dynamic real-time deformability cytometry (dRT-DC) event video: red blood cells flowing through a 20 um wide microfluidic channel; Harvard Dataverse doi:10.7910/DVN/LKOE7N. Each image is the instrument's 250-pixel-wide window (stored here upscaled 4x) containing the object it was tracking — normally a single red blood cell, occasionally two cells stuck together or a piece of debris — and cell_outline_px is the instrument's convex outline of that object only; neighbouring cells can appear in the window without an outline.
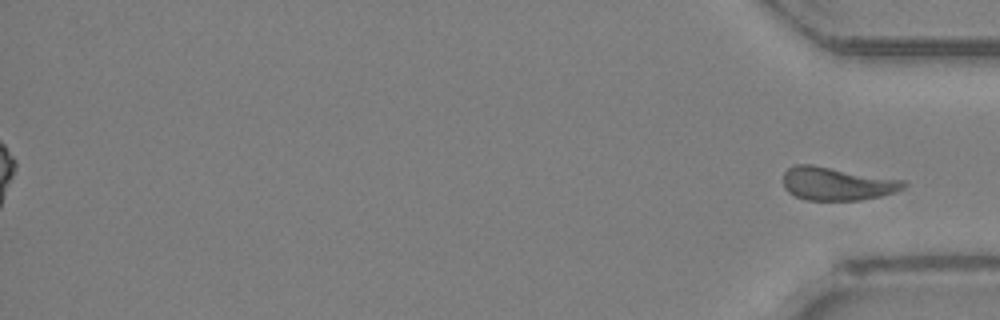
{"species": "Egyptian fruit bat (a non-hibernating species)", "species_latin": "Rousettus aegyptiacus", "temperature_condition": "room temperature", "stored_images_in_passage": 32, "segment_of_instrument_passage": [2, 2], "camera_frame_rate_fps": 3000, "um_per_image_px": 0.085, "animal": {"sex": "female"}, "frame": {"image": 1, "passage_image": 32, "time_ms": 10.333, "image_size_px": [1000, 320], "cell_outline_px": [[908, 184], [904, 188], [880, 196], [860, 200], [804, 200], [788, 192], [784, 188], [784, 172], [788, 168], [796, 164], [812, 164], [904, 180]], "centroid_in_image_um": [71.12, 15.61], "position_along_channel_um": 364.1, "area_um2": 23.29}}